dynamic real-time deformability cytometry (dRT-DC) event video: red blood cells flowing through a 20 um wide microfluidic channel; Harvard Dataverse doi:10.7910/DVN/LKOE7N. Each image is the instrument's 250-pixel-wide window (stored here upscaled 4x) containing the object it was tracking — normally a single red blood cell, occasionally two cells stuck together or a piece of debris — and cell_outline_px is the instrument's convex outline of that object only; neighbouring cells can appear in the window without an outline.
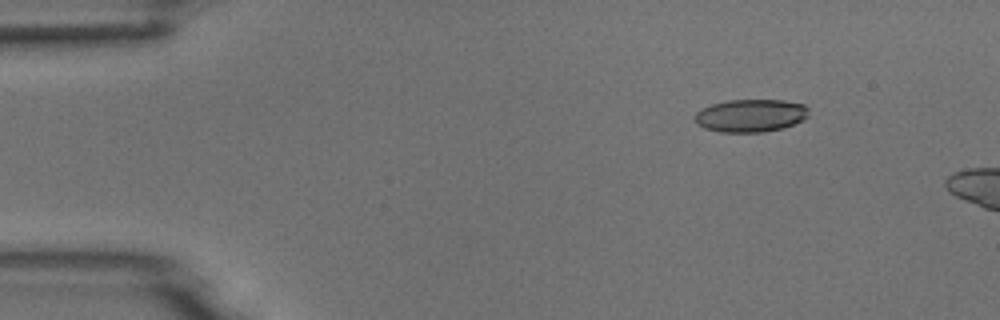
{"species": "common noctule bat (a hibernating species)", "species_latin": "Nyctalus noctula", "temperature_condition": "room temperature", "stored_images_in_passage": 5, "camera_frame_rate_fps": 3000, "um_per_image_px": 0.085, "animal": {"sex": "male", "body_mass_g": 18.8}, "frame": {"image": 1, "passage_image": 5, "time_ms": 4.667, "image_size_px": [1000, 320], "cell_outline_px": [[808, 116], [804, 120], [784, 128], [764, 132], [720, 132], [704, 128], [696, 124], [692, 116], [700, 108], [712, 104], [728, 100], [784, 100], [804, 104], [808, 108]], "centroid_in_image_um": [63.78, 9.82], "position_along_channel_um": 21.2, "area_um2": 22.14}}